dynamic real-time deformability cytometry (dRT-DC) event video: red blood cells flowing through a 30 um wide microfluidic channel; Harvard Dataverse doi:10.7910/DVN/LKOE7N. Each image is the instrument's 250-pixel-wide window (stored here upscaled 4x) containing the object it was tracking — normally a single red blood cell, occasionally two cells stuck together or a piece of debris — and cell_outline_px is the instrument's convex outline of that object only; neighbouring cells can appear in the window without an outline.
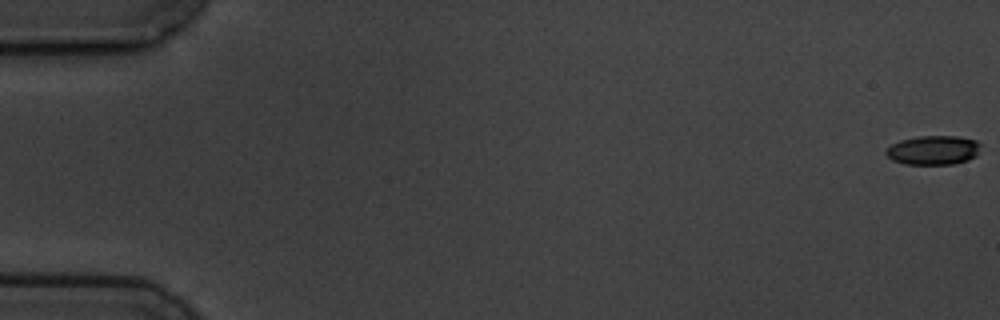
{"species": "common noctule bat (a hibernating species)", "species_latin": "Nyctalus noctula", "temperature_condition": "cold", "stored_images_in_passage": 5, "camera_frame_rate_fps": 3000, "um_per_image_px": 0.085, "animal": {"sex": "male", "body_mass_g": 19.5, "forearm_length_mm": 54.6}, "frame": {"image": 1, "passage_image": 1, "time_ms": 0.0, "image_size_px": [1000, 320], "cell_outline_px": [[980, 144], [976, 156], [968, 160], [952, 164], [904, 164], [892, 160], [884, 152], [892, 144], [900, 140], [920, 136], [960, 136], [976, 140]], "centroid_in_image_um": [79.33, 12.76], "position_along_channel_um": 5.7, "area_um2": 16.07}}
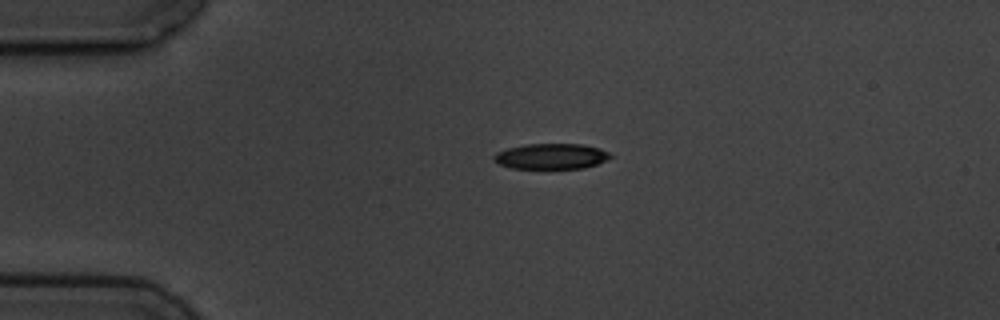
{"frame": {"image": 2, "passage_image": 4, "time_ms": 4.333, "image_size_px": [1000, 320], "cell_outline_px": [[612, 156], [596, 164], [584, 168], [512, 168], [500, 164], [492, 160], [492, 156], [496, 152], [508, 148], [524, 144], [580, 144], [600, 148], [612, 152]], "centroid_in_image_um": [46.84, 13.27], "position_along_channel_um": 38.2, "area_um2": 17.34}}